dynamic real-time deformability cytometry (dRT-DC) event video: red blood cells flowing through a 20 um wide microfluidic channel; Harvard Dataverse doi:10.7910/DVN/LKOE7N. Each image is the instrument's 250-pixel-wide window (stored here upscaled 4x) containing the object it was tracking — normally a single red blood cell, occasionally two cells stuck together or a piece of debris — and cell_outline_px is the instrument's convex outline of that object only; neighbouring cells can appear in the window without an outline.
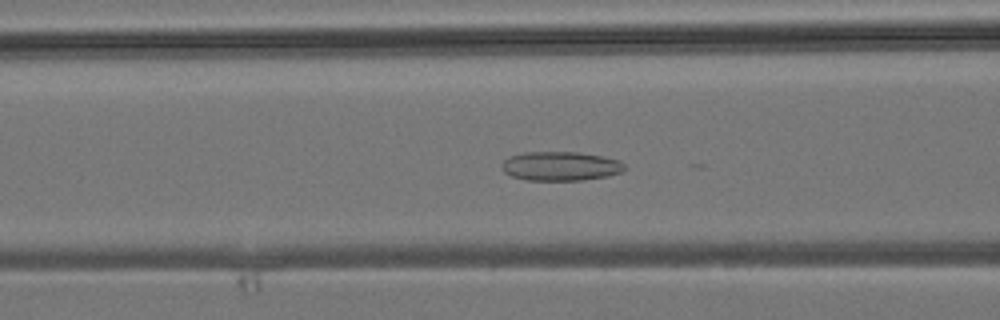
{"species": "common noctule bat (a hibernating species)", "species_latin": "Nyctalus noctula", "temperature_condition": "room temperature", "stored_images_in_passage": 28, "camera_frame_rate_fps": 3000, "um_per_image_px": 0.085, "animal": {"sex": "male", "body_mass_g": 19.2, "forearm_length_mm": 51.8}, "frame": {"image": 1, "passage_image": 18, "time_ms": 5.667, "image_size_px": [1000, 320], "cell_outline_px": [[624, 168], [620, 172], [608, 176], [584, 180], [528, 180], [512, 176], [504, 172], [500, 168], [500, 164], [508, 156], [524, 152], [580, 152], [604, 156], [620, 160], [624, 164]], "centroid_in_image_um": [47.62, 14.11], "position_along_channel_um": 119.0, "area_um2": 21.04}}
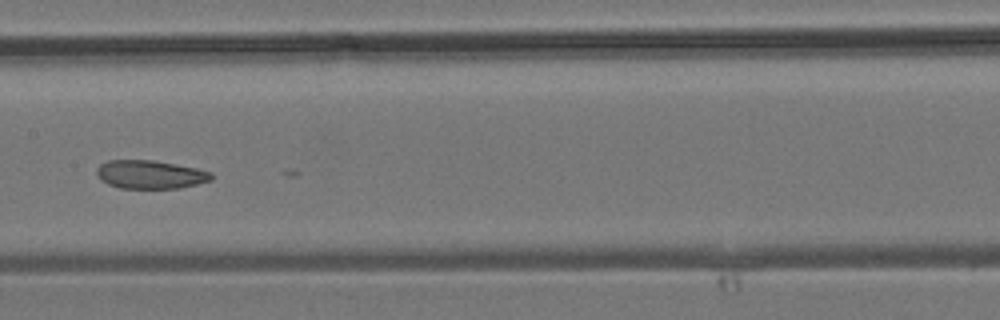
{"frame": {"image": 2, "passage_image": 23, "time_ms": 7.333, "image_size_px": [1000, 320], "cell_outline_px": [[212, 180], [180, 188], [120, 188], [108, 184], [100, 180], [96, 172], [96, 168], [100, 164], [108, 160], [152, 160], [196, 168], [212, 172]], "centroid_in_image_um": [12.74, 14.83], "position_along_channel_um": 194.7, "area_um2": 18.96}}
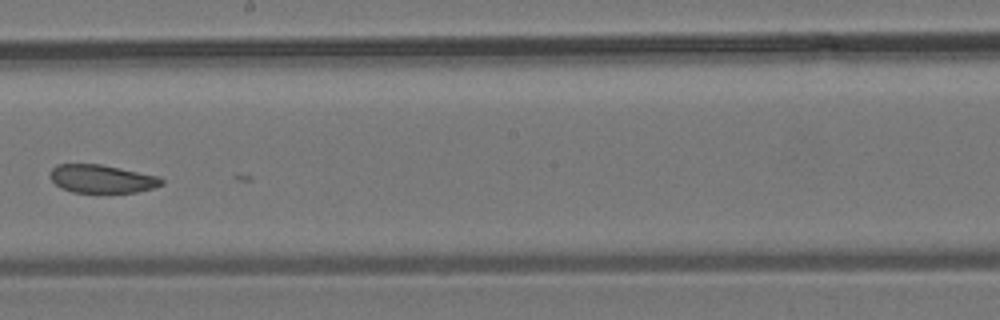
{"frame": {"image": 3, "passage_image": 26, "time_ms": 8.333, "image_size_px": [1000, 320], "cell_outline_px": [[164, 184], [152, 188], [136, 192], [72, 192], [60, 188], [52, 180], [52, 168], [56, 164], [100, 164], [160, 176], [164, 180]], "centroid_in_image_um": [8.69, 15.2], "position_along_channel_um": 239.5, "area_um2": 18.21}}